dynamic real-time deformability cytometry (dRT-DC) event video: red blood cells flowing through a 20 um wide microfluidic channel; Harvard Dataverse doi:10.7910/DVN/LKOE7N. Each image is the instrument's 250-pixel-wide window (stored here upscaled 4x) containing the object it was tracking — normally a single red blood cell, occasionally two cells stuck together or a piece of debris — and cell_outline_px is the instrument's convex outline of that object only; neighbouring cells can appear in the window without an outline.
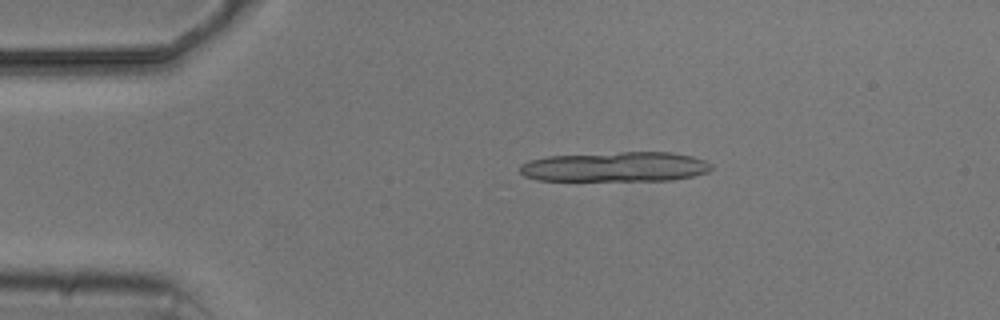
{"species": "common noctule bat (a hibernating species)", "species_latin": "Nyctalus noctula", "temperature_condition": "cold", "stored_images_in_passage": 5, "camera_frame_rate_fps": 3000, "um_per_image_px": 0.085, "animal": {"sex": "male", "body_mass_g": 20.5, "forearm_length_mm": 52.5}, "frame": {"image": 1, "passage_image": 3, "time_ms": 2.333, "image_size_px": [1000, 320], "cell_outline_px": [[712, 168], [708, 172], [692, 176], [672, 180], [536, 180], [524, 176], [520, 172], [520, 164], [528, 160], [548, 156], [620, 152], [672, 152], [692, 156], [704, 160], [712, 164]], "centroid_in_image_um": [52.3, 14.17], "position_along_channel_um": 32.7, "area_um2": 33.35}}